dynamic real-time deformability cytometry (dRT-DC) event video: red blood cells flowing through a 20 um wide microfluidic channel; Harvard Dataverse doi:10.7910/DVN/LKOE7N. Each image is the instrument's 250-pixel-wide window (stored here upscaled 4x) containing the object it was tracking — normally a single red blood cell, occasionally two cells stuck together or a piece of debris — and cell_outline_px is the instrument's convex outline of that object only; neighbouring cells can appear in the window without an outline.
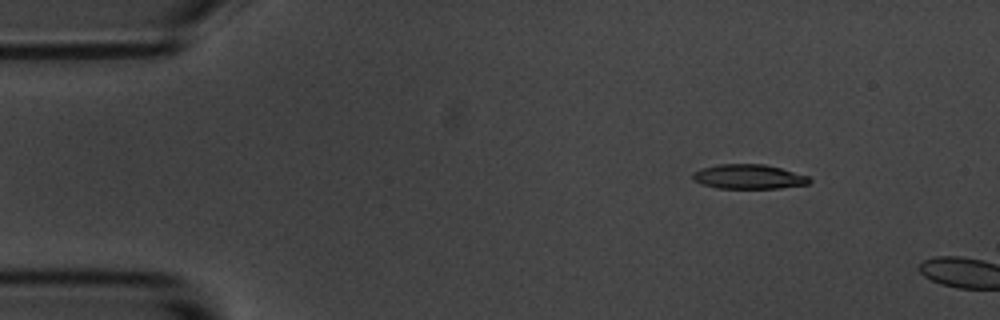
{"species": "common noctule bat (a hibernating species)", "species_latin": "Nyctalus noctula", "temperature_condition": "room temperature", "stored_images_in_passage": 4, "camera_frame_rate_fps": 3000, "um_per_image_px": 0.085, "animal": {"sex": "male", "body_mass_g": 20.1, "forearm_length_mm": 53.5}, "frame": {"image": 1, "passage_image": 3, "time_ms": 2.333, "image_size_px": [1000, 320], "cell_outline_px": [[812, 180], [808, 184], [780, 188], [716, 188], [704, 184], [696, 180], [692, 176], [692, 172], [704, 168], [720, 164], [764, 164], [780, 168], [808, 176]], "centroid_in_image_um": [63.67, 15.02], "position_along_channel_um": 21.3, "area_um2": 16.42}}